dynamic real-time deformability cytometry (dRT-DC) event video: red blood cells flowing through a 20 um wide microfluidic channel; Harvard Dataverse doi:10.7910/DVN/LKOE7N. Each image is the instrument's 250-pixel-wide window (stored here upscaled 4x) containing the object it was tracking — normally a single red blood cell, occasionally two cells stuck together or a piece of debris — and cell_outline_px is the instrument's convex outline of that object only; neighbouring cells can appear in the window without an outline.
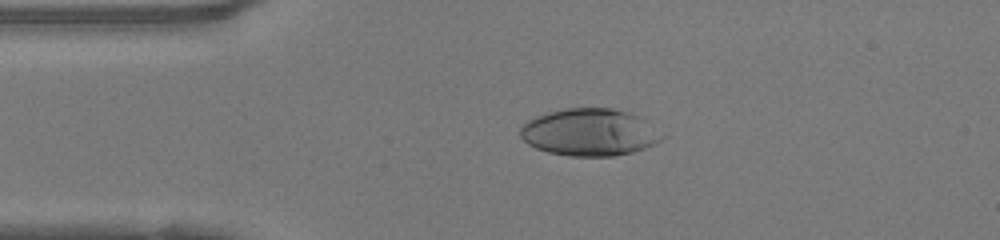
{"species": "human", "species_latin": "Homo sapiens", "temperature_condition": "warm", "stored_images_in_passage": 43, "camera_frame_rate_fps": 3000, "um_per_image_px": 0.085, "donor": {"sex": "female"}, "frame": {"image": 1, "passage_image": 5, "time_ms": 1.333, "image_size_px": [1000, 240], "cell_outline_px": [[668, 136], [664, 140], [656, 144], [632, 152], [612, 156], [568, 156], [548, 152], [536, 148], [528, 144], [520, 136], [520, 128], [528, 120], [536, 116], [548, 112], [564, 108], [612, 108], [628, 112], [640, 116]], "centroid_in_image_um": [50.17, 11.24], "position_along_channel_um": 34.8, "area_um2": 39.36}}
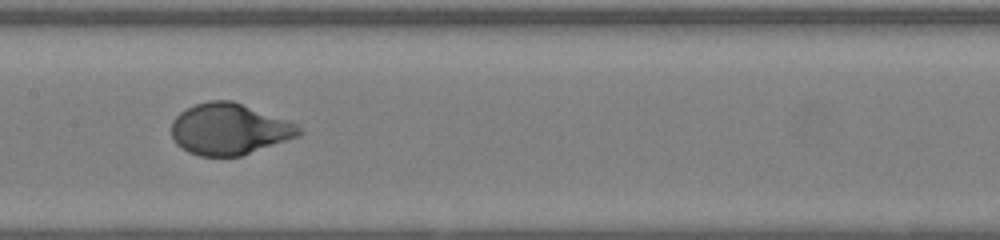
{"frame": {"image": 2, "passage_image": 18, "time_ms": 5.667, "image_size_px": [1000, 240], "cell_outline_px": [[304, 132], [300, 136], [240, 156], [200, 156], [188, 152], [176, 144], [172, 136], [172, 120], [180, 112], [196, 104], [208, 100], [232, 100], [300, 124]], "centroid_in_image_um": [19.53, 10.97], "position_along_channel_um": 187.9, "area_um2": 38.38}}
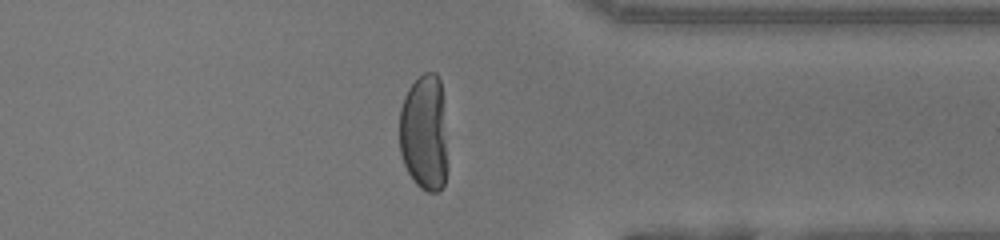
{"frame": {"image": 3, "passage_image": 32, "time_ms": 10.333, "image_size_px": [1000, 240], "cell_outline_px": [[448, 168], [444, 184], [436, 192], [428, 192], [420, 188], [416, 184], [408, 172], [404, 164], [400, 152], [400, 108], [404, 96], [408, 88], [424, 72], [436, 72], [440, 80], [448, 164]], "centroid_in_image_um": [36.06, 11.32], "position_along_channel_um": 375.3, "area_um2": 32.77}, "authors_computed_cell_mechanics": {"area_um2": 38.4948, "velocity_mm_per_s": 4.1902, "shape_relaxation_time_tau1_ms": 4.3037, "shape_relaxation_time_tau2_ms": null, "deformation_change_tau1": 0.2691, "deformation_change_tau2": null}}